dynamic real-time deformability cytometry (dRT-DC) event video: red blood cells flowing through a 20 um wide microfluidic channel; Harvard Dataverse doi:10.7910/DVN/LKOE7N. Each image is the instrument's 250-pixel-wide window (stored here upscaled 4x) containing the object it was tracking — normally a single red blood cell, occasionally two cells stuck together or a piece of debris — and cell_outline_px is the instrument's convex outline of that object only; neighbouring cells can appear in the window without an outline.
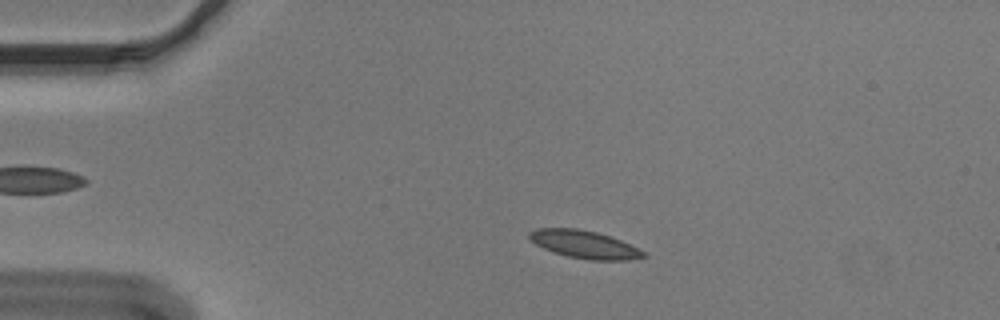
{"species": "Egyptian fruit bat (a non-hibernating species)", "species_latin": "Rousettus aegyptiacus", "temperature_condition": "cold", "stored_images_in_passage": 49, "camera_frame_rate_fps": 3000, "um_per_image_px": 0.085, "animal": {"sex": "male"}, "frame": {"image": 1, "passage_image": 5, "time_ms": 1.333, "image_size_px": [1000, 320], "cell_outline_px": [[648, 256], [628, 260], [588, 260], [568, 256], [552, 252], [536, 244], [528, 236], [528, 232], [536, 228], [576, 228], [596, 232], [620, 240], [644, 252]], "centroid_in_image_um": [49.64, 20.77], "position_along_channel_um": 35.4, "area_um2": 18.26}}
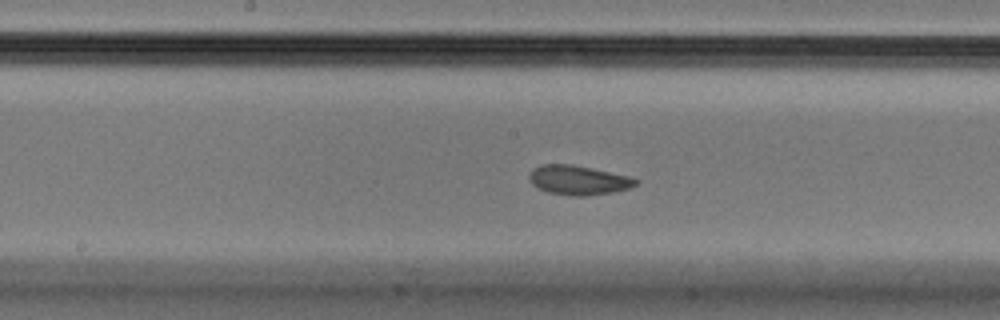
{"frame": {"image": 2, "passage_image": 22, "time_ms": 7.0, "image_size_px": [1000, 320], "cell_outline_px": [[640, 180], [636, 184], [628, 188], [616, 192], [588, 196], [572, 196], [548, 192], [532, 184], [528, 180], [528, 176], [532, 168], [540, 164], [572, 164], [592, 168], [628, 176]], "centroid_in_image_um": [49.14, 15.31], "position_along_channel_um": 199.1, "area_um2": 18.38}}
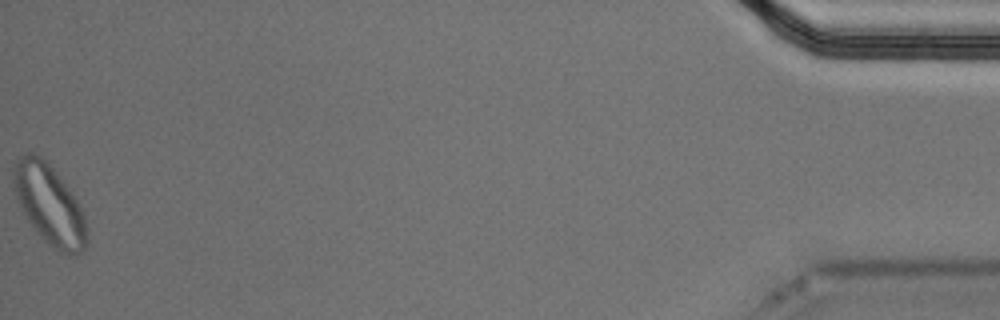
{"frame": {"image": 3, "passage_image": 49, "time_ms": 16.0, "image_size_px": [1000, 320], "cell_outline_px": [[88, 244], [76, 256], [60, 252], [52, 248], [40, 236], [28, 220], [20, 208], [16, 196], [12, 176], [12, 172], [16, 160], [20, 156], [28, 152], [32, 152], [40, 156], [52, 168], [76, 200], [84, 216], [88, 232]], "centroid_in_image_um": [4.19, 17.43], "position_along_channel_um": 431.0, "area_um2": 33.81}, "authors_computed_cell_mechanics": {"area_um2": 18.3804, "velocity_mm_per_s": 3.6141, "shape_relaxation_time_tau1_ms": 8.1973, "shape_relaxation_time_tau2_ms": 5.274, "deformation_change_tau1": 0.1585, "deformation_change_tau2": 0.0822}}